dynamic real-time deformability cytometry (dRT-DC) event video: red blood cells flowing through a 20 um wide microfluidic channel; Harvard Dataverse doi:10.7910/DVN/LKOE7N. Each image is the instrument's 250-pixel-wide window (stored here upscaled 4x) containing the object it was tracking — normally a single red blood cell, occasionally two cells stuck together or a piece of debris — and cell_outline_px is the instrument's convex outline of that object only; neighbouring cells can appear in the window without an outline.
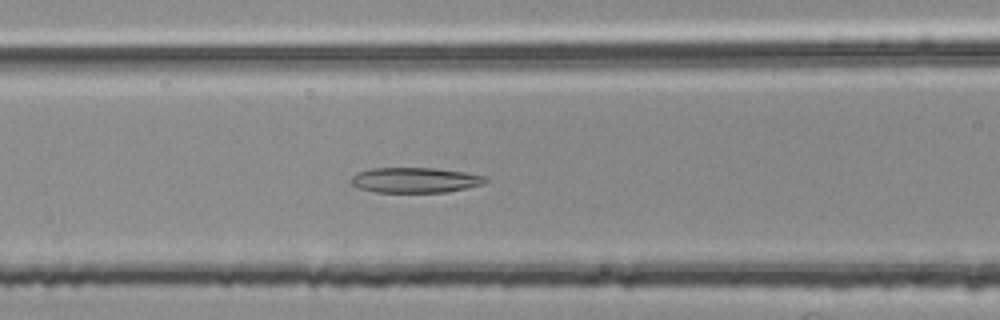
{"species": "common noctule bat (a hibernating species)", "species_latin": "Nyctalus noctula", "temperature_condition": "room temperature", "stored_images_in_passage": 29, "camera_frame_rate_fps": 3000, "um_per_image_px": 0.085, "animal": {"sex": "female", "body_mass_g": 25.1}, "frame": {"image": 1, "passage_image": 7, "time_ms": 2.0, "image_size_px": [1000, 320], "cell_outline_px": [[488, 180], [480, 184], [468, 188], [444, 192], [376, 192], [360, 188], [352, 184], [348, 180], [356, 172], [372, 168], [436, 168], [464, 172], [484, 176]], "centroid_in_image_um": [35.23, 15.3], "position_along_channel_um": 131.4, "area_um2": 19.71}}
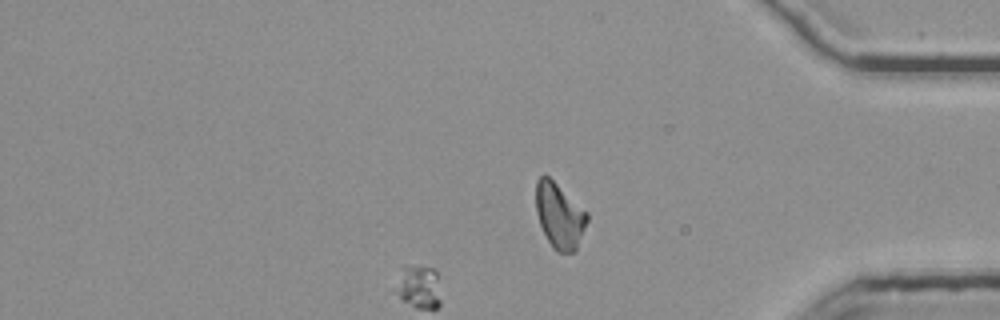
{"frame": {"image": 2, "passage_image": 29, "time_ms": 9.333, "image_size_px": [1000, 320], "cell_outline_px": [[588, 220], [576, 252], [556, 252], [552, 248], [540, 224], [536, 212], [536, 180], [540, 176], [548, 176], [588, 212]], "centroid_in_image_um": [47.57, 18.35], "position_along_channel_um": 387.6, "area_um2": 19.48}}